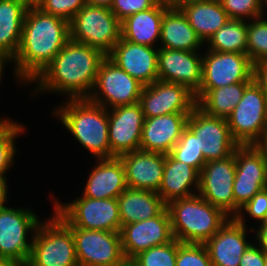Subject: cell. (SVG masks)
I'll use <instances>...</instances> for the list:
<instances>
[{"instance_id": "obj_5", "label": "cell", "mask_w": 267, "mask_h": 266, "mask_svg": "<svg viewBox=\"0 0 267 266\" xmlns=\"http://www.w3.org/2000/svg\"><path fill=\"white\" fill-rule=\"evenodd\" d=\"M26 266H79L72 230L54 212L37 226Z\"/></svg>"}, {"instance_id": "obj_17", "label": "cell", "mask_w": 267, "mask_h": 266, "mask_svg": "<svg viewBox=\"0 0 267 266\" xmlns=\"http://www.w3.org/2000/svg\"><path fill=\"white\" fill-rule=\"evenodd\" d=\"M145 118L171 113H191L196 107L195 94L186 86L157 80L143 86L139 98Z\"/></svg>"}, {"instance_id": "obj_46", "label": "cell", "mask_w": 267, "mask_h": 266, "mask_svg": "<svg viewBox=\"0 0 267 266\" xmlns=\"http://www.w3.org/2000/svg\"><path fill=\"white\" fill-rule=\"evenodd\" d=\"M254 147L262 154L267 165V130L261 135Z\"/></svg>"}, {"instance_id": "obj_53", "label": "cell", "mask_w": 267, "mask_h": 266, "mask_svg": "<svg viewBox=\"0 0 267 266\" xmlns=\"http://www.w3.org/2000/svg\"><path fill=\"white\" fill-rule=\"evenodd\" d=\"M120 266H137L133 260H125Z\"/></svg>"}, {"instance_id": "obj_41", "label": "cell", "mask_w": 267, "mask_h": 266, "mask_svg": "<svg viewBox=\"0 0 267 266\" xmlns=\"http://www.w3.org/2000/svg\"><path fill=\"white\" fill-rule=\"evenodd\" d=\"M157 0H113L110 10L122 22L127 17L152 8Z\"/></svg>"}, {"instance_id": "obj_19", "label": "cell", "mask_w": 267, "mask_h": 266, "mask_svg": "<svg viewBox=\"0 0 267 266\" xmlns=\"http://www.w3.org/2000/svg\"><path fill=\"white\" fill-rule=\"evenodd\" d=\"M202 52L159 47L158 79L184 85L196 94L202 82Z\"/></svg>"}, {"instance_id": "obj_7", "label": "cell", "mask_w": 267, "mask_h": 266, "mask_svg": "<svg viewBox=\"0 0 267 266\" xmlns=\"http://www.w3.org/2000/svg\"><path fill=\"white\" fill-rule=\"evenodd\" d=\"M70 39L108 55L121 39V21L110 8L85 4L70 20Z\"/></svg>"}, {"instance_id": "obj_18", "label": "cell", "mask_w": 267, "mask_h": 266, "mask_svg": "<svg viewBox=\"0 0 267 266\" xmlns=\"http://www.w3.org/2000/svg\"><path fill=\"white\" fill-rule=\"evenodd\" d=\"M144 113L139 103L108 109L111 158L140 150Z\"/></svg>"}, {"instance_id": "obj_26", "label": "cell", "mask_w": 267, "mask_h": 266, "mask_svg": "<svg viewBox=\"0 0 267 266\" xmlns=\"http://www.w3.org/2000/svg\"><path fill=\"white\" fill-rule=\"evenodd\" d=\"M159 47L201 51L204 43L190 26L180 8H167L161 21Z\"/></svg>"}, {"instance_id": "obj_20", "label": "cell", "mask_w": 267, "mask_h": 266, "mask_svg": "<svg viewBox=\"0 0 267 266\" xmlns=\"http://www.w3.org/2000/svg\"><path fill=\"white\" fill-rule=\"evenodd\" d=\"M158 50L121 39L107 57L144 86L158 80Z\"/></svg>"}, {"instance_id": "obj_23", "label": "cell", "mask_w": 267, "mask_h": 266, "mask_svg": "<svg viewBox=\"0 0 267 266\" xmlns=\"http://www.w3.org/2000/svg\"><path fill=\"white\" fill-rule=\"evenodd\" d=\"M130 189L157 192L162 182L165 154L136 150L119 156Z\"/></svg>"}, {"instance_id": "obj_3", "label": "cell", "mask_w": 267, "mask_h": 266, "mask_svg": "<svg viewBox=\"0 0 267 266\" xmlns=\"http://www.w3.org/2000/svg\"><path fill=\"white\" fill-rule=\"evenodd\" d=\"M51 111L78 145L96 159L111 158L108 109L88 98L65 99Z\"/></svg>"}, {"instance_id": "obj_47", "label": "cell", "mask_w": 267, "mask_h": 266, "mask_svg": "<svg viewBox=\"0 0 267 266\" xmlns=\"http://www.w3.org/2000/svg\"><path fill=\"white\" fill-rule=\"evenodd\" d=\"M13 65V60L9 57H6L2 54H0V85H3V81H2V77H3V74H5L4 72H6V67L8 64L10 65ZM1 87V86H0Z\"/></svg>"}, {"instance_id": "obj_14", "label": "cell", "mask_w": 267, "mask_h": 266, "mask_svg": "<svg viewBox=\"0 0 267 266\" xmlns=\"http://www.w3.org/2000/svg\"><path fill=\"white\" fill-rule=\"evenodd\" d=\"M235 174V155L232 154L223 160L207 161L199 175L198 194L230 218H234Z\"/></svg>"}, {"instance_id": "obj_51", "label": "cell", "mask_w": 267, "mask_h": 266, "mask_svg": "<svg viewBox=\"0 0 267 266\" xmlns=\"http://www.w3.org/2000/svg\"><path fill=\"white\" fill-rule=\"evenodd\" d=\"M28 7L38 6L42 0H22Z\"/></svg>"}, {"instance_id": "obj_32", "label": "cell", "mask_w": 267, "mask_h": 266, "mask_svg": "<svg viewBox=\"0 0 267 266\" xmlns=\"http://www.w3.org/2000/svg\"><path fill=\"white\" fill-rule=\"evenodd\" d=\"M207 50L247 54V21L230 19L204 44Z\"/></svg>"}, {"instance_id": "obj_56", "label": "cell", "mask_w": 267, "mask_h": 266, "mask_svg": "<svg viewBox=\"0 0 267 266\" xmlns=\"http://www.w3.org/2000/svg\"><path fill=\"white\" fill-rule=\"evenodd\" d=\"M262 224L267 226V217H266L265 221Z\"/></svg>"}, {"instance_id": "obj_34", "label": "cell", "mask_w": 267, "mask_h": 266, "mask_svg": "<svg viewBox=\"0 0 267 266\" xmlns=\"http://www.w3.org/2000/svg\"><path fill=\"white\" fill-rule=\"evenodd\" d=\"M169 155L177 161L190 165L199 173L206 163L202 151H199L197 138L187 128L182 131L179 141Z\"/></svg>"}, {"instance_id": "obj_39", "label": "cell", "mask_w": 267, "mask_h": 266, "mask_svg": "<svg viewBox=\"0 0 267 266\" xmlns=\"http://www.w3.org/2000/svg\"><path fill=\"white\" fill-rule=\"evenodd\" d=\"M246 214V215H245ZM252 218L262 224L267 217V188L256 193L243 207L240 208L238 214L234 217L240 224H246V218Z\"/></svg>"}, {"instance_id": "obj_52", "label": "cell", "mask_w": 267, "mask_h": 266, "mask_svg": "<svg viewBox=\"0 0 267 266\" xmlns=\"http://www.w3.org/2000/svg\"><path fill=\"white\" fill-rule=\"evenodd\" d=\"M261 17L264 18V19H267V2L262 6V15H261Z\"/></svg>"}, {"instance_id": "obj_55", "label": "cell", "mask_w": 267, "mask_h": 266, "mask_svg": "<svg viewBox=\"0 0 267 266\" xmlns=\"http://www.w3.org/2000/svg\"><path fill=\"white\" fill-rule=\"evenodd\" d=\"M266 2H267V0H260V3H261L262 6H263Z\"/></svg>"}, {"instance_id": "obj_37", "label": "cell", "mask_w": 267, "mask_h": 266, "mask_svg": "<svg viewBox=\"0 0 267 266\" xmlns=\"http://www.w3.org/2000/svg\"><path fill=\"white\" fill-rule=\"evenodd\" d=\"M176 266H213L204 244L181 243L177 240Z\"/></svg>"}, {"instance_id": "obj_44", "label": "cell", "mask_w": 267, "mask_h": 266, "mask_svg": "<svg viewBox=\"0 0 267 266\" xmlns=\"http://www.w3.org/2000/svg\"><path fill=\"white\" fill-rule=\"evenodd\" d=\"M252 228L253 234L256 233L255 236H253L255 243L267 256V226L259 224L256 228Z\"/></svg>"}, {"instance_id": "obj_9", "label": "cell", "mask_w": 267, "mask_h": 266, "mask_svg": "<svg viewBox=\"0 0 267 266\" xmlns=\"http://www.w3.org/2000/svg\"><path fill=\"white\" fill-rule=\"evenodd\" d=\"M226 120L239 146L254 145L267 130V98L255 80L245 88L242 99Z\"/></svg>"}, {"instance_id": "obj_45", "label": "cell", "mask_w": 267, "mask_h": 266, "mask_svg": "<svg viewBox=\"0 0 267 266\" xmlns=\"http://www.w3.org/2000/svg\"><path fill=\"white\" fill-rule=\"evenodd\" d=\"M8 177H0V209L8 207L9 198H8Z\"/></svg>"}, {"instance_id": "obj_31", "label": "cell", "mask_w": 267, "mask_h": 266, "mask_svg": "<svg viewBox=\"0 0 267 266\" xmlns=\"http://www.w3.org/2000/svg\"><path fill=\"white\" fill-rule=\"evenodd\" d=\"M250 83L237 82L215 89H199L195 94L196 106L210 116L227 119L242 99L245 88Z\"/></svg>"}, {"instance_id": "obj_40", "label": "cell", "mask_w": 267, "mask_h": 266, "mask_svg": "<svg viewBox=\"0 0 267 266\" xmlns=\"http://www.w3.org/2000/svg\"><path fill=\"white\" fill-rule=\"evenodd\" d=\"M86 4V0H42L37 6L43 12L68 22Z\"/></svg>"}, {"instance_id": "obj_43", "label": "cell", "mask_w": 267, "mask_h": 266, "mask_svg": "<svg viewBox=\"0 0 267 266\" xmlns=\"http://www.w3.org/2000/svg\"><path fill=\"white\" fill-rule=\"evenodd\" d=\"M254 80L261 86L267 98V58L254 64Z\"/></svg>"}, {"instance_id": "obj_50", "label": "cell", "mask_w": 267, "mask_h": 266, "mask_svg": "<svg viewBox=\"0 0 267 266\" xmlns=\"http://www.w3.org/2000/svg\"><path fill=\"white\" fill-rule=\"evenodd\" d=\"M0 266H26V265L8 259H0Z\"/></svg>"}, {"instance_id": "obj_8", "label": "cell", "mask_w": 267, "mask_h": 266, "mask_svg": "<svg viewBox=\"0 0 267 266\" xmlns=\"http://www.w3.org/2000/svg\"><path fill=\"white\" fill-rule=\"evenodd\" d=\"M0 209V259L27 265L33 237L42 218L29 206Z\"/></svg>"}, {"instance_id": "obj_25", "label": "cell", "mask_w": 267, "mask_h": 266, "mask_svg": "<svg viewBox=\"0 0 267 266\" xmlns=\"http://www.w3.org/2000/svg\"><path fill=\"white\" fill-rule=\"evenodd\" d=\"M199 175L195 168L165 154L162 182L157 193L166 204L196 195L199 190Z\"/></svg>"}, {"instance_id": "obj_38", "label": "cell", "mask_w": 267, "mask_h": 266, "mask_svg": "<svg viewBox=\"0 0 267 266\" xmlns=\"http://www.w3.org/2000/svg\"><path fill=\"white\" fill-rule=\"evenodd\" d=\"M230 19L250 21L261 17L260 0H219Z\"/></svg>"}, {"instance_id": "obj_42", "label": "cell", "mask_w": 267, "mask_h": 266, "mask_svg": "<svg viewBox=\"0 0 267 266\" xmlns=\"http://www.w3.org/2000/svg\"><path fill=\"white\" fill-rule=\"evenodd\" d=\"M266 254L253 241L241 257L239 266H265Z\"/></svg>"}, {"instance_id": "obj_4", "label": "cell", "mask_w": 267, "mask_h": 266, "mask_svg": "<svg viewBox=\"0 0 267 266\" xmlns=\"http://www.w3.org/2000/svg\"><path fill=\"white\" fill-rule=\"evenodd\" d=\"M167 209L173 237L181 243L204 244L230 218L199 194L172 200Z\"/></svg>"}, {"instance_id": "obj_49", "label": "cell", "mask_w": 267, "mask_h": 266, "mask_svg": "<svg viewBox=\"0 0 267 266\" xmlns=\"http://www.w3.org/2000/svg\"><path fill=\"white\" fill-rule=\"evenodd\" d=\"M113 0H86V4L92 6H102L110 8L112 6Z\"/></svg>"}, {"instance_id": "obj_33", "label": "cell", "mask_w": 267, "mask_h": 266, "mask_svg": "<svg viewBox=\"0 0 267 266\" xmlns=\"http://www.w3.org/2000/svg\"><path fill=\"white\" fill-rule=\"evenodd\" d=\"M24 125V123L9 117L0 126V177H7L8 171L16 164L14 158L19 151L16 148V140L27 132V127Z\"/></svg>"}, {"instance_id": "obj_28", "label": "cell", "mask_w": 267, "mask_h": 266, "mask_svg": "<svg viewBox=\"0 0 267 266\" xmlns=\"http://www.w3.org/2000/svg\"><path fill=\"white\" fill-rule=\"evenodd\" d=\"M179 8L204 44L230 20L219 0H190Z\"/></svg>"}, {"instance_id": "obj_6", "label": "cell", "mask_w": 267, "mask_h": 266, "mask_svg": "<svg viewBox=\"0 0 267 266\" xmlns=\"http://www.w3.org/2000/svg\"><path fill=\"white\" fill-rule=\"evenodd\" d=\"M53 212L69 227L86 230L120 232L118 200L92 199L79 195L73 201L64 202L52 198Z\"/></svg>"}, {"instance_id": "obj_30", "label": "cell", "mask_w": 267, "mask_h": 266, "mask_svg": "<svg viewBox=\"0 0 267 266\" xmlns=\"http://www.w3.org/2000/svg\"><path fill=\"white\" fill-rule=\"evenodd\" d=\"M28 6L22 0H0V54L15 58Z\"/></svg>"}, {"instance_id": "obj_24", "label": "cell", "mask_w": 267, "mask_h": 266, "mask_svg": "<svg viewBox=\"0 0 267 266\" xmlns=\"http://www.w3.org/2000/svg\"><path fill=\"white\" fill-rule=\"evenodd\" d=\"M94 163L87 174L82 195L92 199H117L128 188L120 158L96 159Z\"/></svg>"}, {"instance_id": "obj_35", "label": "cell", "mask_w": 267, "mask_h": 266, "mask_svg": "<svg viewBox=\"0 0 267 266\" xmlns=\"http://www.w3.org/2000/svg\"><path fill=\"white\" fill-rule=\"evenodd\" d=\"M247 55L253 64L267 58V19L247 21Z\"/></svg>"}, {"instance_id": "obj_2", "label": "cell", "mask_w": 267, "mask_h": 266, "mask_svg": "<svg viewBox=\"0 0 267 266\" xmlns=\"http://www.w3.org/2000/svg\"><path fill=\"white\" fill-rule=\"evenodd\" d=\"M69 40L68 21L45 13L37 6L28 7L19 49L13 59V80L18 85L29 86Z\"/></svg>"}, {"instance_id": "obj_21", "label": "cell", "mask_w": 267, "mask_h": 266, "mask_svg": "<svg viewBox=\"0 0 267 266\" xmlns=\"http://www.w3.org/2000/svg\"><path fill=\"white\" fill-rule=\"evenodd\" d=\"M248 232L253 228L240 224L235 218L227 222L204 245L213 266H239L244 252L252 244ZM248 239V240H247Z\"/></svg>"}, {"instance_id": "obj_10", "label": "cell", "mask_w": 267, "mask_h": 266, "mask_svg": "<svg viewBox=\"0 0 267 266\" xmlns=\"http://www.w3.org/2000/svg\"><path fill=\"white\" fill-rule=\"evenodd\" d=\"M143 84L106 57L88 99L106 109L139 103Z\"/></svg>"}, {"instance_id": "obj_22", "label": "cell", "mask_w": 267, "mask_h": 266, "mask_svg": "<svg viewBox=\"0 0 267 266\" xmlns=\"http://www.w3.org/2000/svg\"><path fill=\"white\" fill-rule=\"evenodd\" d=\"M190 113H171L145 118L140 150L169 154L186 128Z\"/></svg>"}, {"instance_id": "obj_29", "label": "cell", "mask_w": 267, "mask_h": 266, "mask_svg": "<svg viewBox=\"0 0 267 266\" xmlns=\"http://www.w3.org/2000/svg\"><path fill=\"white\" fill-rule=\"evenodd\" d=\"M122 226L158 216L167 204L152 190L127 188L117 197Z\"/></svg>"}, {"instance_id": "obj_11", "label": "cell", "mask_w": 267, "mask_h": 266, "mask_svg": "<svg viewBox=\"0 0 267 266\" xmlns=\"http://www.w3.org/2000/svg\"><path fill=\"white\" fill-rule=\"evenodd\" d=\"M186 128L197 138L206 162L226 159L239 147L225 118L210 116L197 106L189 114Z\"/></svg>"}, {"instance_id": "obj_15", "label": "cell", "mask_w": 267, "mask_h": 266, "mask_svg": "<svg viewBox=\"0 0 267 266\" xmlns=\"http://www.w3.org/2000/svg\"><path fill=\"white\" fill-rule=\"evenodd\" d=\"M233 154L236 163L233 184L235 217L256 193L267 188V165L254 145L239 146Z\"/></svg>"}, {"instance_id": "obj_16", "label": "cell", "mask_w": 267, "mask_h": 266, "mask_svg": "<svg viewBox=\"0 0 267 266\" xmlns=\"http://www.w3.org/2000/svg\"><path fill=\"white\" fill-rule=\"evenodd\" d=\"M120 237L125 260H132L151 247L171 242L174 237L167 207L158 216L122 226Z\"/></svg>"}, {"instance_id": "obj_48", "label": "cell", "mask_w": 267, "mask_h": 266, "mask_svg": "<svg viewBox=\"0 0 267 266\" xmlns=\"http://www.w3.org/2000/svg\"><path fill=\"white\" fill-rule=\"evenodd\" d=\"M190 0H157L158 3L168 8H179L182 4Z\"/></svg>"}, {"instance_id": "obj_13", "label": "cell", "mask_w": 267, "mask_h": 266, "mask_svg": "<svg viewBox=\"0 0 267 266\" xmlns=\"http://www.w3.org/2000/svg\"><path fill=\"white\" fill-rule=\"evenodd\" d=\"M70 229L79 266H120L125 261L120 232Z\"/></svg>"}, {"instance_id": "obj_12", "label": "cell", "mask_w": 267, "mask_h": 266, "mask_svg": "<svg viewBox=\"0 0 267 266\" xmlns=\"http://www.w3.org/2000/svg\"><path fill=\"white\" fill-rule=\"evenodd\" d=\"M202 50L200 89H215L237 82H252L254 80V64L247 54L215 52L207 50L205 47Z\"/></svg>"}, {"instance_id": "obj_1", "label": "cell", "mask_w": 267, "mask_h": 266, "mask_svg": "<svg viewBox=\"0 0 267 266\" xmlns=\"http://www.w3.org/2000/svg\"><path fill=\"white\" fill-rule=\"evenodd\" d=\"M106 57L101 50L70 39L30 83L29 86L33 84V88L27 94L32 98L44 93L64 96L63 100L88 98L95 85L99 66Z\"/></svg>"}, {"instance_id": "obj_54", "label": "cell", "mask_w": 267, "mask_h": 266, "mask_svg": "<svg viewBox=\"0 0 267 266\" xmlns=\"http://www.w3.org/2000/svg\"><path fill=\"white\" fill-rule=\"evenodd\" d=\"M9 117H7V116H4V117H2L1 116V118H0V126L8 119Z\"/></svg>"}, {"instance_id": "obj_36", "label": "cell", "mask_w": 267, "mask_h": 266, "mask_svg": "<svg viewBox=\"0 0 267 266\" xmlns=\"http://www.w3.org/2000/svg\"><path fill=\"white\" fill-rule=\"evenodd\" d=\"M177 239L171 242L151 247L139 253L132 260L137 266H176Z\"/></svg>"}, {"instance_id": "obj_27", "label": "cell", "mask_w": 267, "mask_h": 266, "mask_svg": "<svg viewBox=\"0 0 267 266\" xmlns=\"http://www.w3.org/2000/svg\"><path fill=\"white\" fill-rule=\"evenodd\" d=\"M167 8L157 2L152 8L127 17L121 22V37L134 44L159 47L161 21Z\"/></svg>"}]
</instances>
